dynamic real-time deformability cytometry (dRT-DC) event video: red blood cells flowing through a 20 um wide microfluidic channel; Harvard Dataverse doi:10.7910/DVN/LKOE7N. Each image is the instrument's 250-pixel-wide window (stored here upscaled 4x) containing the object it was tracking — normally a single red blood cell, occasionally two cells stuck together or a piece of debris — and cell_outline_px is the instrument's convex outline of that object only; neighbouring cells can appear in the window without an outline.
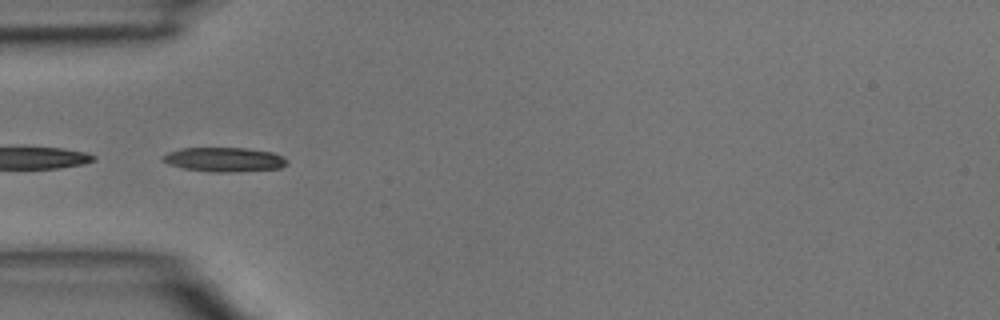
{"species": "common noctule bat (a hibernating species)", "species_latin": "Nyctalus noctula", "temperature_condition": "room temperature", "stored_images_in_passage": 16, "segment_of_instrument_passage": [2, 2], "camera_frame_rate_fps": 3000, "um_per_image_px": 0.085, "animal": {"sex": "male", "body_mass_g": 15.6}, "frame": {"image": 1, "passage_image": 14, "time_ms": 4.333, "image_size_px": [1000, 320], "cell_outline_px": [[288, 164], [280, 168], [232, 172], [216, 172], [184, 168], [168, 164], [160, 160], [160, 156], [168, 152], [180, 148], [248, 148], [272, 152], [284, 156], [288, 160]], "centroid_in_image_um": [19.06, 13.55], "position_along_channel_um": 65.9, "area_um2": 17.74}}